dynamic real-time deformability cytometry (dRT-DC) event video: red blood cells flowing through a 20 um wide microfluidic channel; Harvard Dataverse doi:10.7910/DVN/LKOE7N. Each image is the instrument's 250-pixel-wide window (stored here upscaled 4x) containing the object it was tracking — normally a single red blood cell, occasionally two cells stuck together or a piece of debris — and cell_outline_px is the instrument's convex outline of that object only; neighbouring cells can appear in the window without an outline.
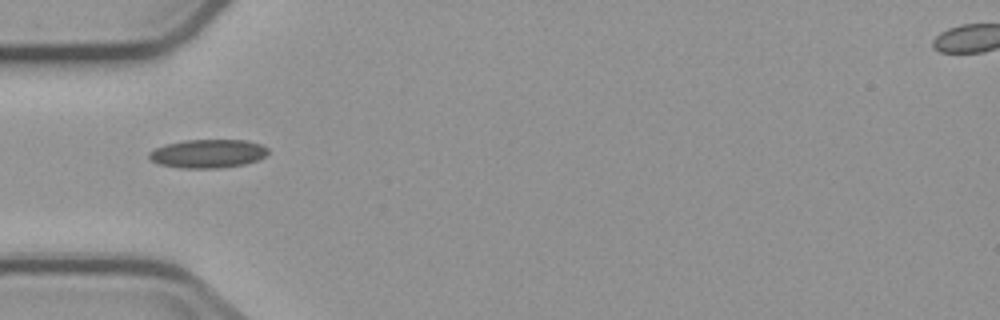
{"species": "common noctule bat (a hibernating species)", "species_latin": "Nyctalus noctula", "temperature_condition": "cold", "stored_images_in_passage": 7, "camera_frame_rate_fps": 3000, "um_per_image_px": 0.085, "animal": {"sex": "male", "body_mass_g": 23.1, "forearm_length_mm": 52.7}, "frame": {"image": 1, "passage_image": 2, "time_ms": 1.333, "image_size_px": [1000, 320], "cell_outline_px": [[268, 152], [260, 160], [244, 164], [220, 168], [180, 168], [156, 164], [148, 160], [148, 152], [164, 144], [184, 140], [244, 140], [260, 144], [268, 148]], "centroid_in_image_um": [17.61, 13.06], "position_along_channel_um": 67.4, "area_um2": 20.06}}
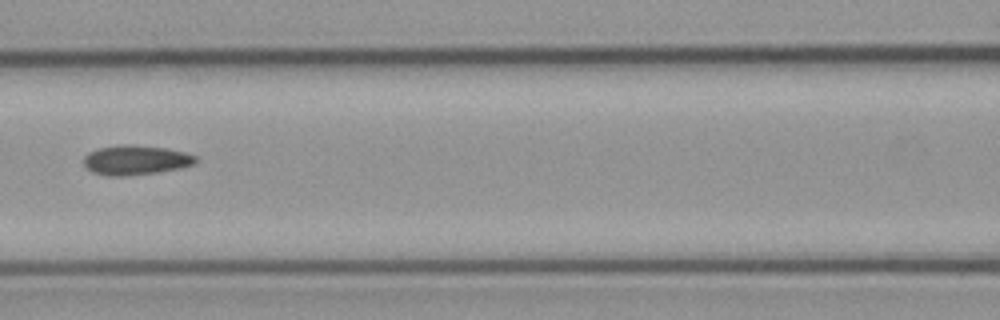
{"frame": {"image": 2, "passage_image": 4, "time_ms": 3.667, "image_size_px": [1000, 320], "cell_outline_px": [[196, 160], [192, 164], [180, 168], [160, 172], [124, 176], [104, 176], [92, 172], [84, 164], [84, 156], [88, 152], [100, 148], [124, 144], [128, 144], [168, 148], [184, 152], [196, 156]], "centroid_in_image_um": [11.51, 13.61], "position_along_channel_um": 155.1, "area_um2": 19.31}}
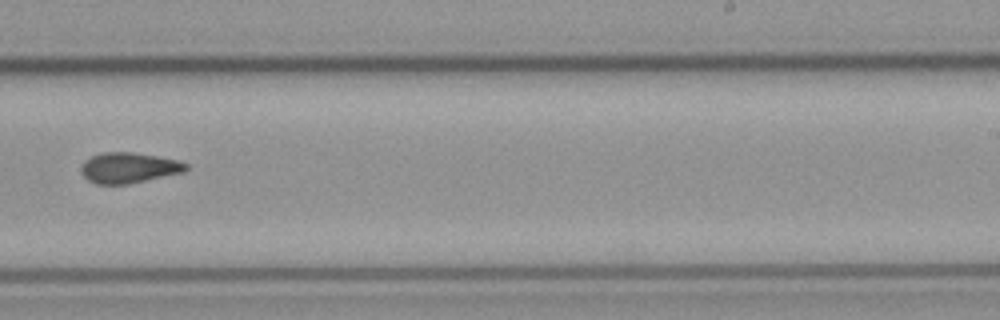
{"frame": {"image": 3, "passage_image": 7, "time_ms": 7.0, "image_size_px": [1000, 320], "cell_outline_px": [[188, 168], [184, 172], [128, 184], [96, 184], [88, 180], [80, 172], [80, 168], [84, 160], [92, 156], [104, 152], [132, 152], [180, 160], [188, 164]], "centroid_in_image_um": [10.94, 14.26], "position_along_channel_um": 278.1, "area_um2": 18.73}}